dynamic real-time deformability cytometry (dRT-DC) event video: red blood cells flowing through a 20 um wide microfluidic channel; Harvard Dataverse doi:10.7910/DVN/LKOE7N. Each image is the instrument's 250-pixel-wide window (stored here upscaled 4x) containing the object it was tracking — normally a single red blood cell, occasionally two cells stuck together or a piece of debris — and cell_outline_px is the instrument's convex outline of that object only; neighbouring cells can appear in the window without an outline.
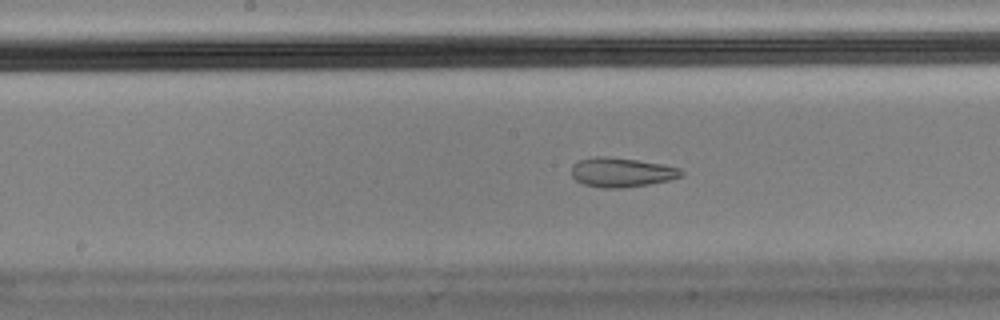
{"species": "Egyptian fruit bat (a non-hibernating species)", "species_latin": "Rousettus aegyptiacus", "temperature_condition": "cold", "stored_images_in_passage": 22, "camera_frame_rate_fps": 3000, "um_per_image_px": 0.085, "animal": {"sex": "male"}, "frame": {"image": 1, "passage_image": 16, "time_ms": 5.0, "image_size_px": [1000, 320], "cell_outline_px": [[684, 172], [680, 176], [668, 180], [648, 184], [620, 188], [604, 188], [584, 184], [576, 180], [572, 176], [572, 164], [580, 160], [596, 156], [604, 156], [636, 160], [664, 164], [680, 168]], "centroid_in_image_um": [52.82, 14.64], "position_along_channel_um": 195.4, "area_um2": 18.61}}